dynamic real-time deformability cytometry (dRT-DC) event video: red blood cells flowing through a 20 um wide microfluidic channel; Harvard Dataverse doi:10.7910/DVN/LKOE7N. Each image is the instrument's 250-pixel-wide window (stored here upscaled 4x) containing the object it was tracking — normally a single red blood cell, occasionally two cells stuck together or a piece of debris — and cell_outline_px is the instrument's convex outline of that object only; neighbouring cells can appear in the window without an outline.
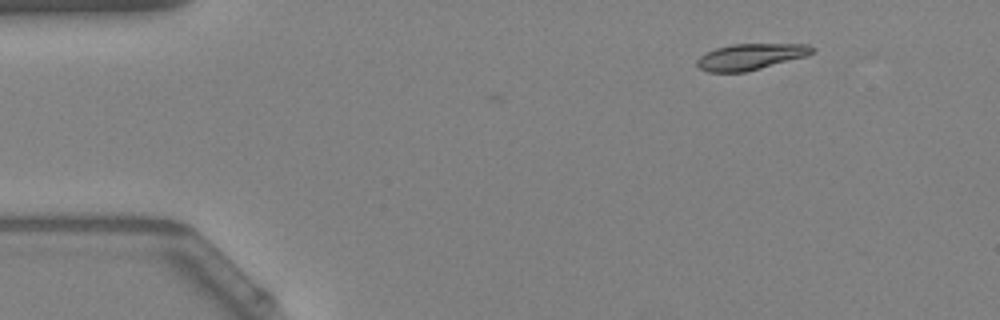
{"species": "Egyptian fruit bat (a non-hibernating species)", "species_latin": "Rousettus aegyptiacus", "temperature_condition": "warm", "stored_images_in_passage": 3, "camera_frame_rate_fps": 3000, "um_per_image_px": 0.085, "animal": {"sex": "female"}, "frame": {"image": 1, "passage_image": 1, "time_ms": 0.0, "image_size_px": [1000, 320], "cell_outline_px": [[816, 52], [808, 56], [744, 72], [708, 72], [700, 68], [696, 64], [696, 60], [700, 56], [716, 48], [732, 44], [808, 44], [816, 48]], "centroid_in_image_um": [63.85, 4.81], "position_along_channel_um": 21.2, "area_um2": 17.57}}